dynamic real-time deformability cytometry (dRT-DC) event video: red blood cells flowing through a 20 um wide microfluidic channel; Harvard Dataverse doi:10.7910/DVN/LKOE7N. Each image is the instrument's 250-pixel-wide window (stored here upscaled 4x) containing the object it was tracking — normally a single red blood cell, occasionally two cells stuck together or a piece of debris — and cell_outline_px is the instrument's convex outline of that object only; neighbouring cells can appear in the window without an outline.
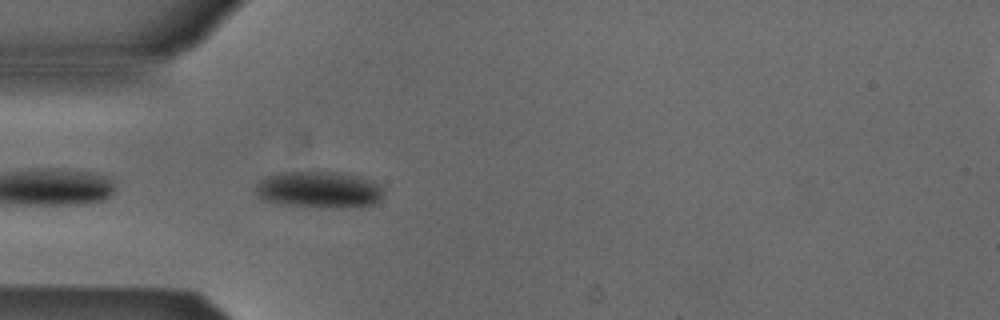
{"species": "Egyptian fruit bat (a non-hibernating species)", "species_latin": "Rousettus aegyptiacus", "temperature_condition": "cold", "stored_images_in_passage": 38, "camera_frame_rate_fps": 3000, "um_per_image_px": 0.085, "animal": {"sex": "male"}, "frame": {"image": 1, "passage_image": 2, "time_ms": 0.333, "image_size_px": [1000, 320], "cell_outline_px": [[380, 200], [376, 204], [360, 208], [320, 208], [280, 204], [264, 200], [256, 192], [256, 184], [260, 180], [268, 176], [280, 172], [344, 172], [372, 180], [380, 184]], "centroid_in_image_um": [27.15, 16.14], "position_along_channel_um": 57.8, "area_um2": 27.69}}
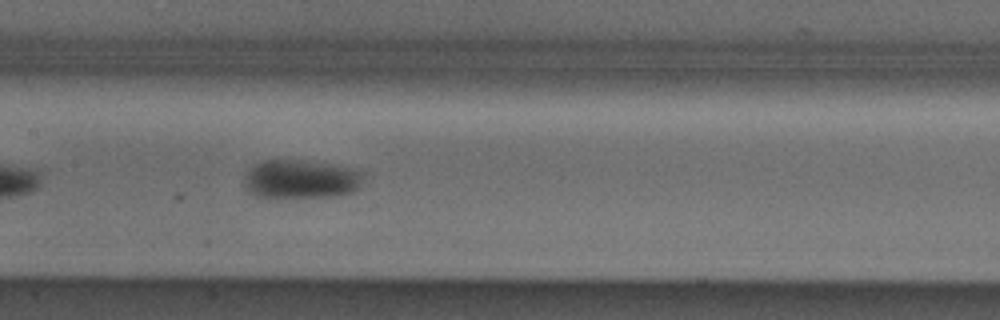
{"frame": {"image": 2, "passage_image": 12, "time_ms": 3.667, "image_size_px": [1000, 320], "cell_outline_px": [[364, 172], [360, 184], [352, 192], [332, 196], [276, 200], [268, 200], [256, 196], [248, 192], [244, 188], [244, 176], [248, 168], [264, 160], [300, 160], [336, 164], [352, 168]], "centroid_in_image_um": [25.49, 15.27], "position_along_channel_um": 181.9, "area_um2": 27.98}}
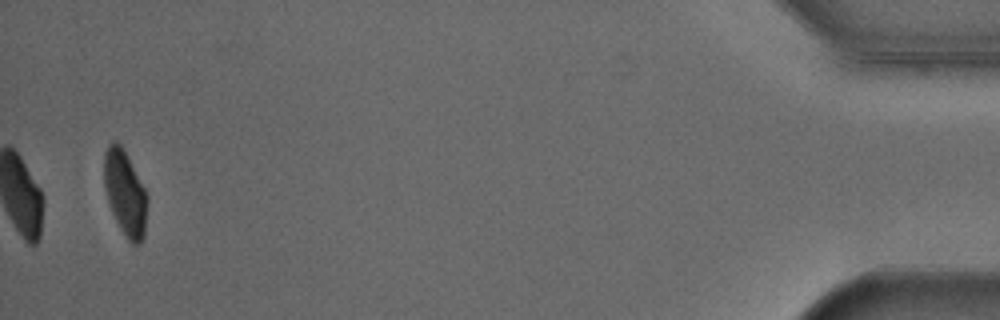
{"frame": {"image": 3, "passage_image": 38, "time_ms": 12.333, "image_size_px": [1000, 320], "cell_outline_px": [[148, 200], [144, 236], [140, 244], [132, 244], [128, 240], [120, 228], [108, 204], [104, 188], [104, 152], [108, 144], [116, 140], [120, 144], [144, 188], [148, 196]], "centroid_in_image_um": [10.62, 16.43], "position_along_channel_um": 424.6, "area_um2": 21.33}, "authors_computed_cell_mechanics": {"area_um2": 26.3568, "velocity_mm_per_s": 3.8427, "shape_relaxation_time_tau1_ms": 7.4451, "shape_relaxation_time_tau2_ms": null, "deformation_change_tau1": 0.1364, "deformation_change_tau2": null}}